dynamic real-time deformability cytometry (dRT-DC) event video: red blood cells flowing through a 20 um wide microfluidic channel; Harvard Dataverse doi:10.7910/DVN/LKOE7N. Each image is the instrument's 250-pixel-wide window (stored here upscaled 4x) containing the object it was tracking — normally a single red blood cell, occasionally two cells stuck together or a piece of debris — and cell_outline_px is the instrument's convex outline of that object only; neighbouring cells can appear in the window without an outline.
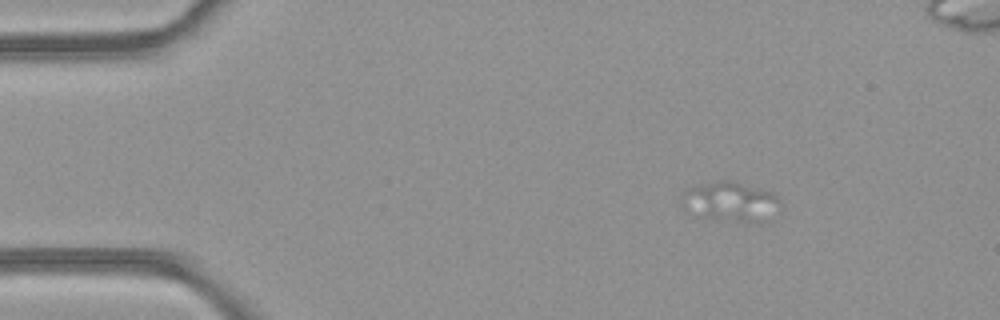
{"species": "common noctule bat (a hibernating species)", "species_latin": "Nyctalus noctula", "temperature_condition": "room temperature", "stored_images_in_passage": 15, "camera_frame_rate_fps": 3000, "um_per_image_px": 0.085, "animal": {"sex": "female", "body_mass_g": 21.9}, "frame": {"image": 1, "passage_image": 2, "time_ms": 0.333, "image_size_px": [1000, 320], "cell_outline_px": [[780, 204], [760, 224], [704, 216], [688, 192], [692, 188], [704, 184], [720, 180], [728, 180], [772, 192], [776, 196]], "centroid_in_image_um": [62.41, 17.12], "position_along_channel_um": 22.6, "area_um2": 19.94}}